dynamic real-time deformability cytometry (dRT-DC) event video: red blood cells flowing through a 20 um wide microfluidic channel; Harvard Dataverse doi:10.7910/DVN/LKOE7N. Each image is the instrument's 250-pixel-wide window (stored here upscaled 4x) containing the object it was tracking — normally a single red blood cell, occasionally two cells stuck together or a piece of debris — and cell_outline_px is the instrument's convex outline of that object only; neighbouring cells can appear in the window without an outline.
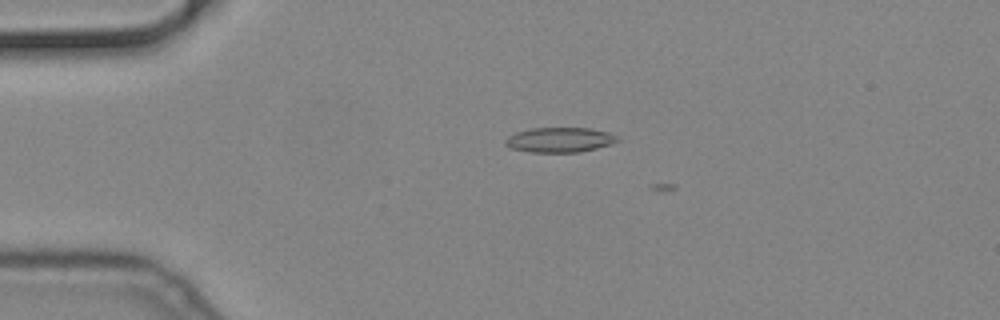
{"species": "common noctule bat (a hibernating species)", "species_latin": "Nyctalus noctula", "temperature_condition": "cold", "stored_images_in_passage": 2, "camera_frame_rate_fps": 3000, "um_per_image_px": 0.085, "animal": {"sex": "male", "body_mass_g": 19.2, "forearm_length_mm": 51.8}, "frame": {"image": 1, "passage_image": 1, "time_ms": 0.0, "image_size_px": [1000, 320], "cell_outline_px": [[620, 140], [612, 144], [580, 152], [532, 152], [508, 148], [504, 144], [504, 140], [508, 136], [516, 132], [532, 128], [588, 128], [608, 132], [616, 136]], "centroid_in_image_um": [47.54, 11.89], "position_along_channel_um": 37.5, "area_um2": 16.3}}